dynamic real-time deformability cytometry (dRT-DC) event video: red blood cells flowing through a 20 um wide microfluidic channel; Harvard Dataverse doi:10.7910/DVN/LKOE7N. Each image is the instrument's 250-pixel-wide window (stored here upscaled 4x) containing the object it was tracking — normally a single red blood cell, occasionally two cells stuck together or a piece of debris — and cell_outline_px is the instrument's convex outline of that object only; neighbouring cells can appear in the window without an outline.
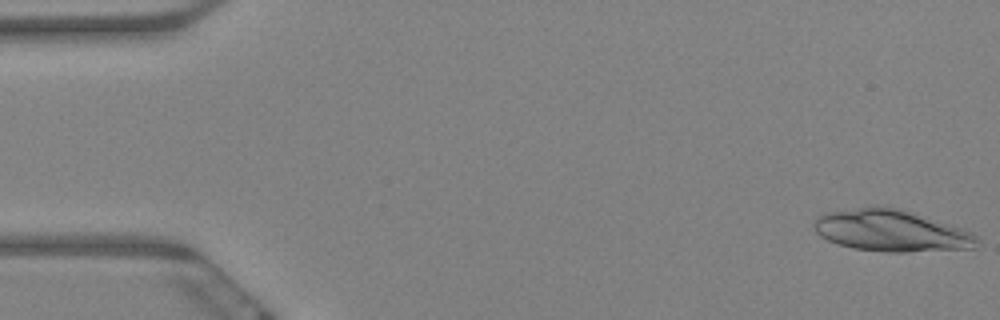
{"species": "Egyptian fruit bat (a non-hibernating species)", "species_latin": "Rousettus aegyptiacus", "temperature_condition": "warm", "stored_images_in_passage": 18, "camera_frame_rate_fps": 3000, "um_per_image_px": 0.085, "animal": {"sex": "female"}, "frame": {"image": 1, "passage_image": 1, "time_ms": 0.0, "image_size_px": [1000, 320], "cell_outline_px": [[980, 244], [976, 248], [908, 252], [888, 252], [856, 248], [840, 244], [828, 240], [820, 236], [816, 232], [812, 224], [820, 216], [828, 212], [860, 208], [900, 208], [972, 232], [980, 236]], "centroid_in_image_um": [75.83, 19.64], "position_along_channel_um": 9.2, "area_um2": 38.96}}